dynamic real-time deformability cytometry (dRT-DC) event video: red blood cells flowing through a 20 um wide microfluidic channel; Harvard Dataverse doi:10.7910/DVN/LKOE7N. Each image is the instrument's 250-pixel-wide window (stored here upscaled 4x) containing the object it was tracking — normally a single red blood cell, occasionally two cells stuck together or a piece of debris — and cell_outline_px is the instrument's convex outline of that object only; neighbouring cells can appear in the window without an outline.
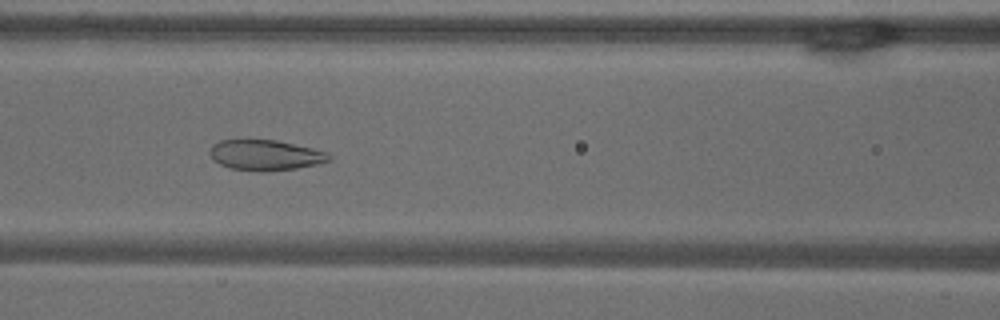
{"species": "common noctule bat (a hibernating species)", "species_latin": "Nyctalus noctula", "temperature_condition": "warm", "stored_images_in_passage": 55, "camera_frame_rate_fps": 3000, "um_per_image_px": 0.085, "animal": {"sex": "male", "body_mass_g": 18.8}, "frame": {"image": 1, "passage_image": 24, "time_ms": 7.667, "image_size_px": [1000, 320], "cell_outline_px": [[332, 160], [316, 164], [296, 168], [260, 172], [256, 172], [228, 168], [212, 160], [208, 152], [212, 144], [220, 140], [276, 140], [312, 148], [328, 152], [332, 156]], "centroid_in_image_um": [22.52, 13.19], "position_along_channel_um": 144.1, "area_um2": 21.39}}
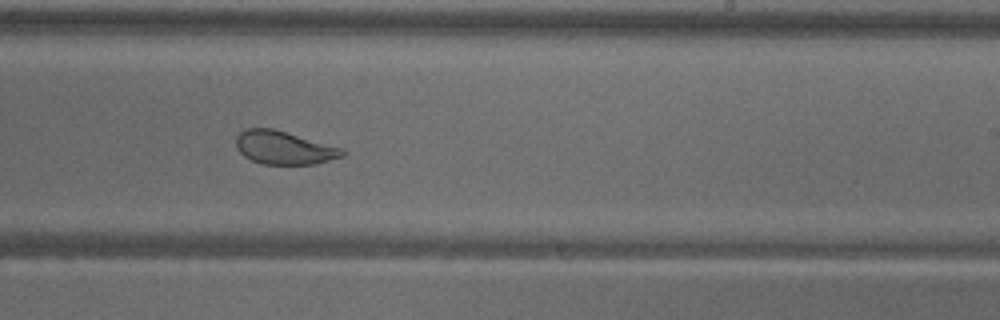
{"frame": {"image": 2, "passage_image": 34, "time_ms": 11.0, "image_size_px": [1000, 320], "cell_outline_px": [[344, 156], [312, 164], [264, 164], [252, 160], [244, 156], [236, 148], [236, 136], [244, 128], [272, 128], [344, 148]], "centroid_in_image_um": [24.12, 12.54], "position_along_channel_um": 264.9, "area_um2": 20.52}}
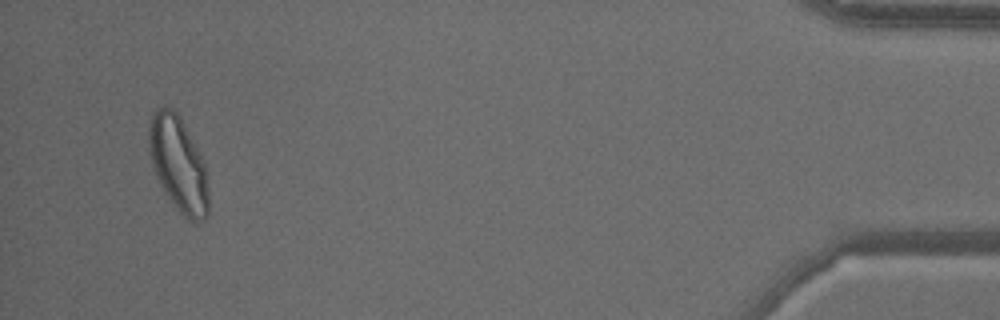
{"frame": {"image": 3, "passage_image": 53, "time_ms": 17.333, "image_size_px": [1000, 320], "cell_outline_px": [[208, 216], [204, 220], [196, 224], [192, 224], [176, 208], [164, 192], [152, 168], [148, 152], [148, 128], [152, 116], [156, 108], [164, 104], [172, 108], [180, 116], [204, 160], [208, 172]], "centroid_in_image_um": [15.16, 13.96], "position_along_channel_um": 420.0, "area_um2": 33.93}, "authors_computed_cell_mechanics": {"area_um2": 28.1486, "velocity_mm_per_s": 3.6279, "shape_relaxation_time_tau1_ms": null, "shape_relaxation_time_tau2_ms": 0.8362, "deformation_change_tau1": null, "deformation_change_tau2": 0.0699}}